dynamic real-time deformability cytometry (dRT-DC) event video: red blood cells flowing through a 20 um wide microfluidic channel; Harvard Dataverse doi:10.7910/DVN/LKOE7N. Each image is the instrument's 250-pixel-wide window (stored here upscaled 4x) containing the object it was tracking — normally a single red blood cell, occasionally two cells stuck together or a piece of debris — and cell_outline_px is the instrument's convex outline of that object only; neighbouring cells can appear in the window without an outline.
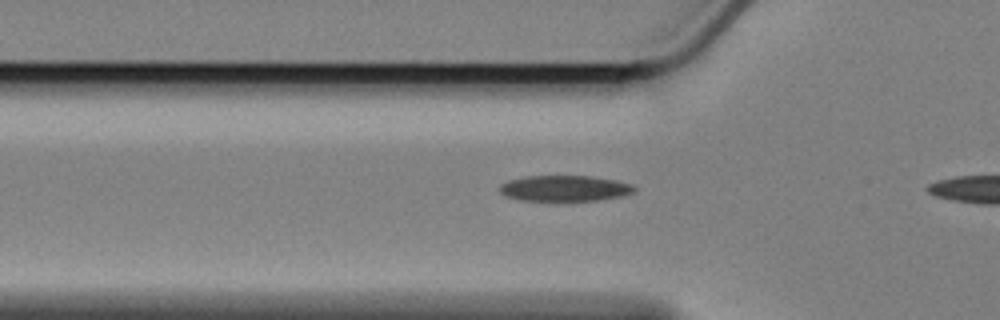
{"species": "Egyptian fruit bat (a non-hibernating species)", "species_latin": "Rousettus aegyptiacus", "temperature_condition": "cold", "stored_images_in_passage": 12, "camera_frame_rate_fps": 3000, "um_per_image_px": 0.085, "animal": {"sex": "female"}, "frame": {"image": 1, "passage_image": 2, "time_ms": 0.333, "image_size_px": [1000, 320], "cell_outline_px": [[636, 192], [624, 196], [600, 200], [520, 200], [504, 196], [500, 192], [500, 184], [508, 180], [524, 176], [588, 176], [616, 180], [632, 184], [636, 188]], "centroid_in_image_um": [48.02, 16.0], "position_along_channel_um": 77.8, "area_um2": 20.35}}
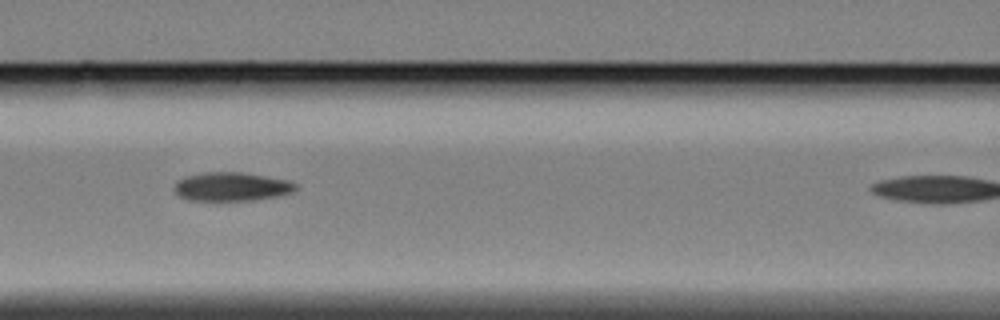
{"frame": {"image": 2, "passage_image": 8, "time_ms": 2.333, "image_size_px": [1000, 320], "cell_outline_px": [[296, 188], [292, 192], [276, 196], [252, 200], [188, 200], [180, 196], [172, 188], [176, 180], [184, 176], [204, 172], [240, 172], [288, 180], [296, 184]], "centroid_in_image_um": [19.61, 15.85], "position_along_channel_um": 147.0, "area_um2": 20.23}}
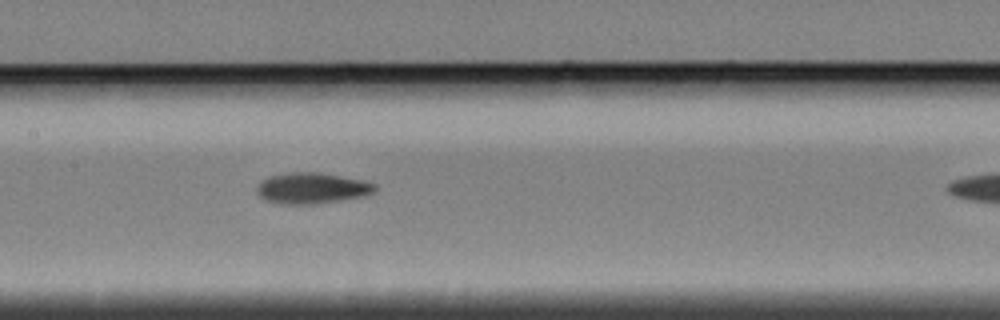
{"frame": {"image": 3, "passage_image": 11, "time_ms": 3.333, "image_size_px": [1000, 320], "cell_outline_px": [[376, 188], [372, 192], [360, 196], [340, 200], [312, 204], [280, 204], [264, 200], [256, 192], [256, 188], [268, 176], [288, 172], [320, 172], [364, 180], [376, 184]], "centroid_in_image_um": [26.47, 15.98], "position_along_channel_um": 180.9, "area_um2": 21.21}}